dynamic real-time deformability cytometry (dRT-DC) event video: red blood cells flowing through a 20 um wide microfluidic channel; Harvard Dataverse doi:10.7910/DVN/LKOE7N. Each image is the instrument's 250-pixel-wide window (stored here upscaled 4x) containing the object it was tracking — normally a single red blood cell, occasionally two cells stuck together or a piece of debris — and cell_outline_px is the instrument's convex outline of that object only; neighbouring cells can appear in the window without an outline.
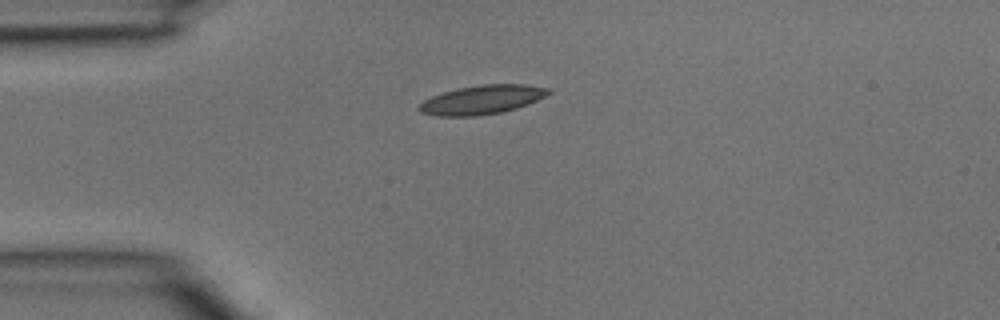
{"species": "common noctule bat (a hibernating species)", "species_latin": "Nyctalus noctula", "temperature_condition": "room temperature", "stored_images_in_passage": 4, "camera_frame_rate_fps": 3000, "um_per_image_px": 0.085, "animal": {"sex": "male", "body_mass_g": 15.6}, "frame": {"image": 1, "passage_image": 4, "time_ms": 1.0, "image_size_px": [1000, 320], "cell_outline_px": [[552, 92], [528, 104], [516, 108], [500, 112], [476, 116], [436, 116], [420, 112], [416, 108], [424, 100], [432, 96], [456, 88], [480, 84], [524, 84], [548, 88]], "centroid_in_image_um": [40.93, 8.47], "position_along_channel_um": 44.1, "area_um2": 21.79}}